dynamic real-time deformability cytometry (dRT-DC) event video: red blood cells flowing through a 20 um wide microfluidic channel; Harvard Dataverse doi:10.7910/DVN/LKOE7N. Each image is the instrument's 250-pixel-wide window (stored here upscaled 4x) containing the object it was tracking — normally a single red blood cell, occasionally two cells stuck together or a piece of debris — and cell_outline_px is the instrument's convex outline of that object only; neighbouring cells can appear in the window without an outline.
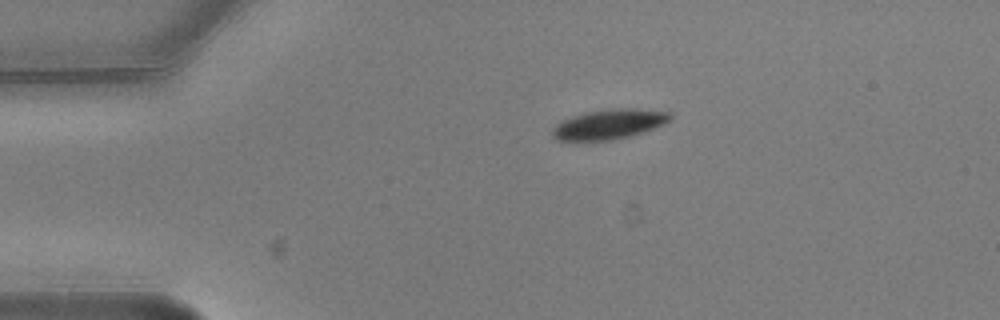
{"species": "common noctule bat (a hibernating species)", "species_latin": "Nyctalus noctula", "temperature_condition": "warm", "stored_images_in_passage": 3, "camera_frame_rate_fps": 3000, "um_per_image_px": 0.085, "animal": {"sex": "male", "body_mass_g": 20.5, "forearm_length_mm": 52.5}, "frame": {"image": 1, "passage_image": 1, "time_ms": 0.0, "image_size_px": [1000, 320], "cell_outline_px": [[672, 120], [664, 124], [644, 132], [632, 136], [612, 140], [556, 140], [552, 136], [552, 128], [560, 120], [584, 112], [612, 108], [636, 108], [672, 112]], "centroid_in_image_um": [51.8, 10.54], "position_along_channel_um": 33.2, "area_um2": 20.87}}
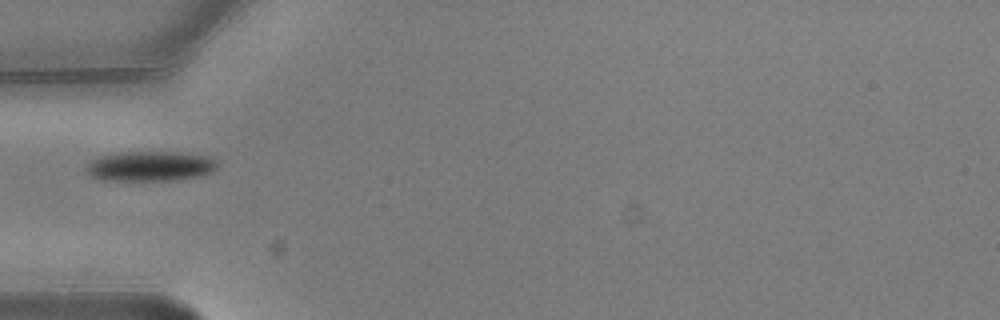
{"frame": {"image": 2, "passage_image": 3, "time_ms": 0.667, "image_size_px": [1000, 320], "cell_outline_px": [[220, 164], [212, 172], [200, 176], [176, 180], [100, 180], [92, 176], [84, 168], [92, 160], [100, 156], [120, 152], [180, 152], [212, 156]], "centroid_in_image_um": [12.83, 14.12], "position_along_channel_um": 72.2, "area_um2": 23.12}}